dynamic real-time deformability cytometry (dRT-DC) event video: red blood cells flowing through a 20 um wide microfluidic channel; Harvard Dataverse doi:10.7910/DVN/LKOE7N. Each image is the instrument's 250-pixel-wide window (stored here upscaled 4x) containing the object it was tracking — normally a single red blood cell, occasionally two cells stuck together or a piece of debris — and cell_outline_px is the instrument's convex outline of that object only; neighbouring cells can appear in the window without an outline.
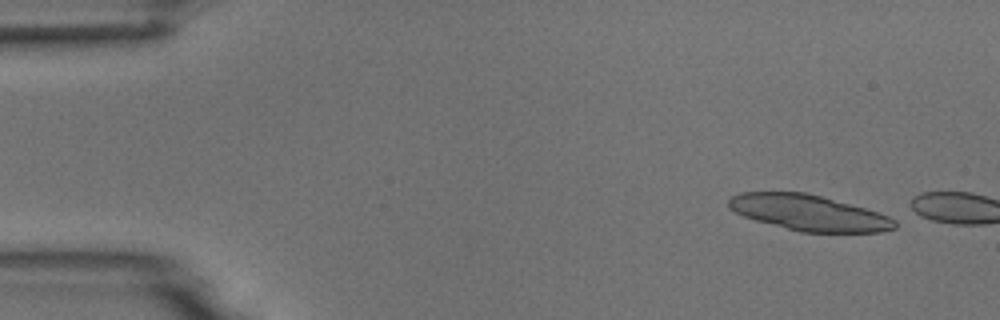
{"species": "common noctule bat (a hibernating species)", "species_latin": "Nyctalus noctula", "temperature_condition": "room temperature", "stored_images_in_passage": 4, "camera_frame_rate_fps": 3000, "um_per_image_px": 0.085, "animal": {"sex": "male", "body_mass_g": 18.8}, "frame": {"image": 1, "passage_image": 2, "time_ms": 0.333, "image_size_px": [1000, 320], "cell_outline_px": [[896, 228], [880, 232], [800, 232], [756, 220], [744, 216], [728, 208], [728, 200], [732, 196], [740, 192], [804, 192], [820, 196], [864, 208], [888, 216], [896, 220]], "centroid_in_image_um": [68.73, 18.09], "position_along_channel_um": 16.3, "area_um2": 34.22}}